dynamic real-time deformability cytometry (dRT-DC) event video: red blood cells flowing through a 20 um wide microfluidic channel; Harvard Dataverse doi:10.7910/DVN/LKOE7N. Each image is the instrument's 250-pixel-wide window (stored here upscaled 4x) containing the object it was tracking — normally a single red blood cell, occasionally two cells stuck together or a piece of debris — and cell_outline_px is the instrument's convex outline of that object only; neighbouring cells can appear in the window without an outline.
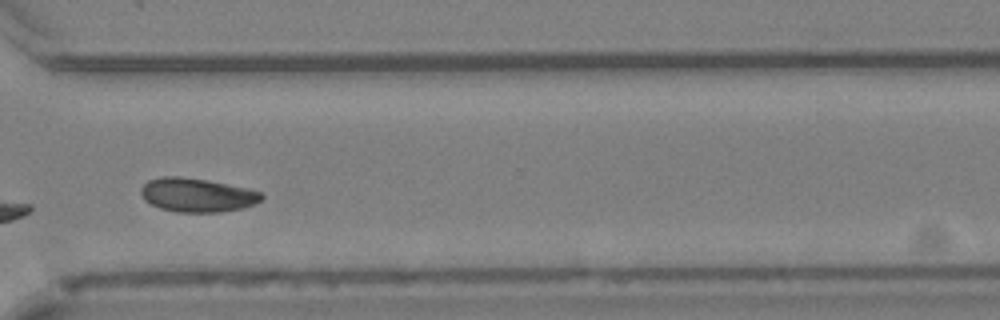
{"species": "Egyptian fruit bat (a non-hibernating species)", "species_latin": "Rousettus aegyptiacus", "temperature_condition": "cold", "stored_images_in_passage": 49, "camera_frame_rate_fps": 3000, "um_per_image_px": 0.085, "animal": {"sex": "female"}, "frame": {"image": 1, "passage_image": 35, "time_ms": 11.333, "image_size_px": [1000, 320], "cell_outline_px": [[264, 196], [256, 204], [244, 208], [220, 212], [176, 212], [160, 208], [144, 200], [140, 192], [140, 188], [148, 180], [164, 176], [180, 176], [208, 180], [248, 188], [260, 192]], "centroid_in_image_um": [16.76, 16.57], "position_along_channel_um": 353.8, "area_um2": 23.93}}
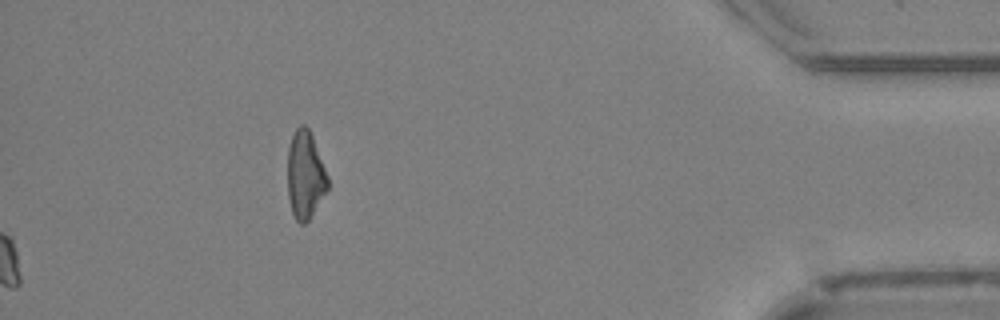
{"frame": {"image": 2, "passage_image": 49, "time_ms": 16.0, "image_size_px": [1000, 320], "cell_outline_px": [[328, 188], [308, 220], [304, 224], [300, 224], [296, 220], [292, 212], [288, 196], [288, 148], [292, 136], [296, 128], [300, 124], [304, 124], [308, 128], [312, 136], [328, 176]], "centroid_in_image_um": [25.93, 14.86], "position_along_channel_um": 409.3, "area_um2": 20.29}, "authors_computed_cell_mechanics": {"area_um2": 23.6402, "velocity_mm_per_s": 4.0321, "shape_relaxation_time_tau1_ms": 4.4621, "shape_relaxation_time_tau2_ms": null, "deformation_change_tau1": 0.1091, "deformation_change_tau2": null}}